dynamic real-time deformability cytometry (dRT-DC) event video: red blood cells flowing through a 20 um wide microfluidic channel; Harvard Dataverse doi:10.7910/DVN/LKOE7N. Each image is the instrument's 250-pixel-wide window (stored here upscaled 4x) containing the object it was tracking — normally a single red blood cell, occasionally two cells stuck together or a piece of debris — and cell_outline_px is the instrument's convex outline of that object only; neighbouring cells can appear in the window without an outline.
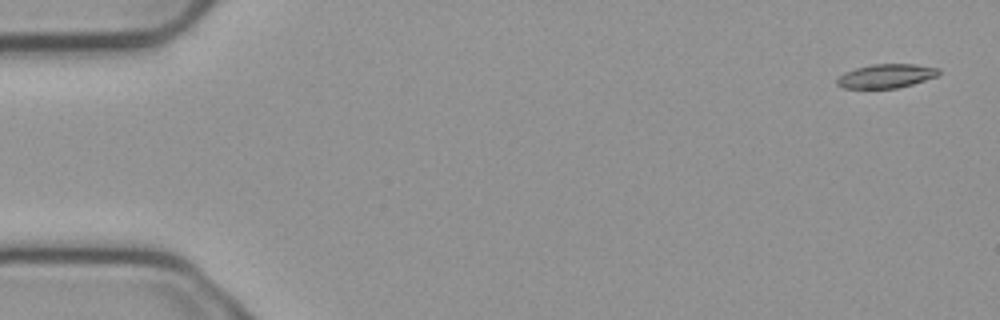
{"species": "common noctule bat (a hibernating species)", "species_latin": "Nyctalus noctula", "temperature_condition": "cold", "stored_images_in_passage": 4, "camera_frame_rate_fps": 3000, "um_per_image_px": 0.085, "animal": {"sex": "male", "body_mass_g": 23.1, "forearm_length_mm": 52.7}, "frame": {"image": 1, "passage_image": 1, "time_ms": 0.0, "image_size_px": [1000, 320], "cell_outline_px": [[940, 76], [912, 84], [896, 88], [844, 88], [836, 84], [836, 80], [844, 72], [856, 68], [872, 64], [916, 64], [940, 68]], "centroid_in_image_um": [75.37, 6.45], "position_along_channel_um": 9.6, "area_um2": 14.28}}
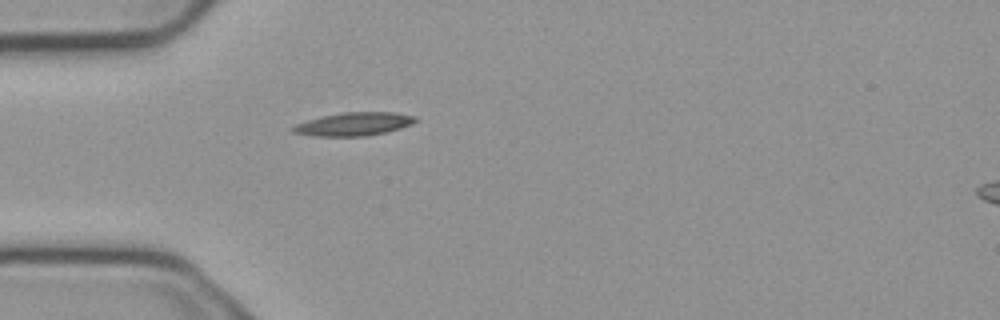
{"frame": {"image": 2, "passage_image": 4, "time_ms": 1.0, "image_size_px": [1000, 320], "cell_outline_px": [[420, 120], [412, 124], [400, 128], [368, 136], [316, 136], [292, 132], [292, 128], [296, 124], [308, 120], [340, 112], [392, 112], [416, 116]], "centroid_in_image_um": [30.13, 10.54], "position_along_channel_um": 54.9, "area_um2": 16.53}}